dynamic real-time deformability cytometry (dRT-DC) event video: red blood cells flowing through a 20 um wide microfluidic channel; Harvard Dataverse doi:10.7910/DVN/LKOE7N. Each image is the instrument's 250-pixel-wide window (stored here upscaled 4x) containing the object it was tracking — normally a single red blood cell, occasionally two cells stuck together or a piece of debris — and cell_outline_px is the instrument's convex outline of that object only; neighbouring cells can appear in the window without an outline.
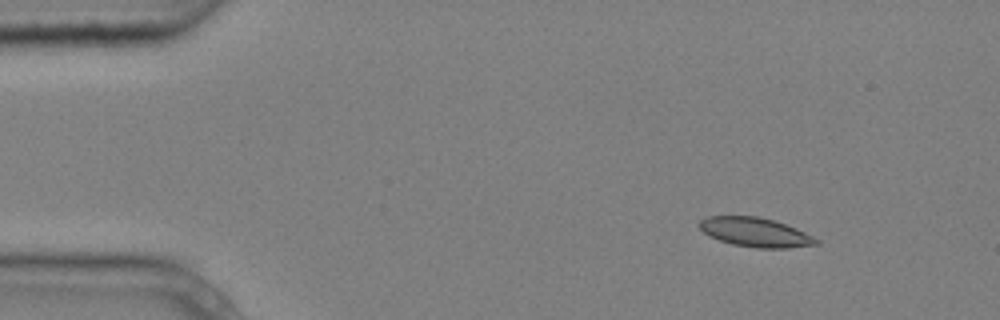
{"species": "common noctule bat (a hibernating species)", "species_latin": "Nyctalus noctula", "temperature_condition": "cold", "stored_images_in_passage": 5, "camera_frame_rate_fps": 3000, "um_per_image_px": 0.085, "animal": {"sex": "male", "body_mass_g": 20.4}, "frame": {"image": 1, "passage_image": 1, "time_ms": 0.0, "image_size_px": [1000, 320], "cell_outline_px": [[820, 244], [788, 248], [756, 248], [732, 244], [708, 236], [696, 224], [700, 220], [708, 216], [760, 216], [796, 228], [820, 240]], "centroid_in_image_um": [64.18, 19.74], "position_along_channel_um": 20.8, "area_um2": 19.94}}
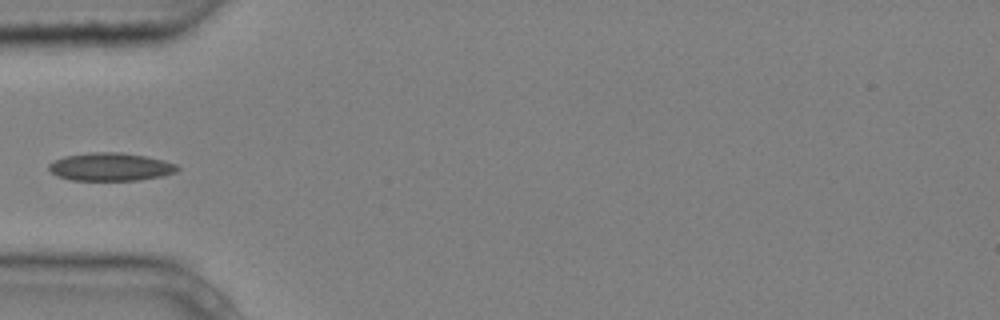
{"frame": {"image": 2, "passage_image": 4, "time_ms": 1.0, "image_size_px": [1000, 320], "cell_outline_px": [[180, 168], [176, 172], [160, 176], [140, 180], [72, 180], [56, 176], [48, 168], [48, 164], [64, 156], [88, 152], [120, 152], [144, 156], [164, 160], [176, 164]], "centroid_in_image_um": [9.38, 14.18], "position_along_channel_um": 75.6, "area_um2": 20.98}}
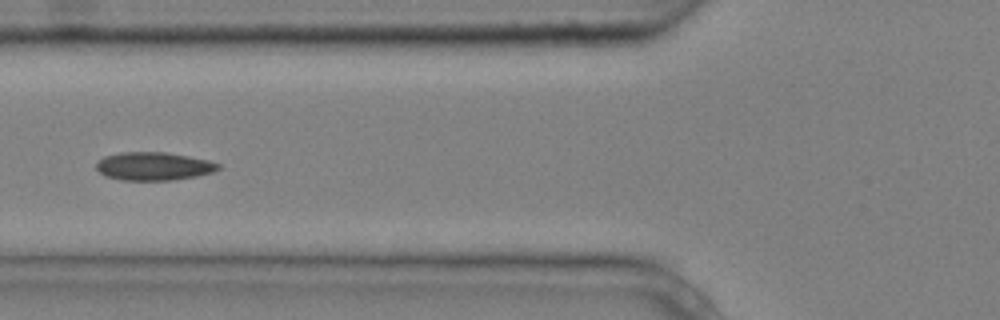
{"frame": {"image": 3, "passage_image": 5, "time_ms": 1.333, "image_size_px": [1000, 320], "cell_outline_px": [[220, 168], [212, 172], [196, 176], [172, 180], [120, 180], [104, 176], [96, 168], [96, 164], [104, 156], [120, 152], [164, 152], [188, 156], [208, 160], [220, 164]], "centroid_in_image_um": [13.04, 14.13], "position_along_channel_um": 112.8, "area_um2": 20.0}}